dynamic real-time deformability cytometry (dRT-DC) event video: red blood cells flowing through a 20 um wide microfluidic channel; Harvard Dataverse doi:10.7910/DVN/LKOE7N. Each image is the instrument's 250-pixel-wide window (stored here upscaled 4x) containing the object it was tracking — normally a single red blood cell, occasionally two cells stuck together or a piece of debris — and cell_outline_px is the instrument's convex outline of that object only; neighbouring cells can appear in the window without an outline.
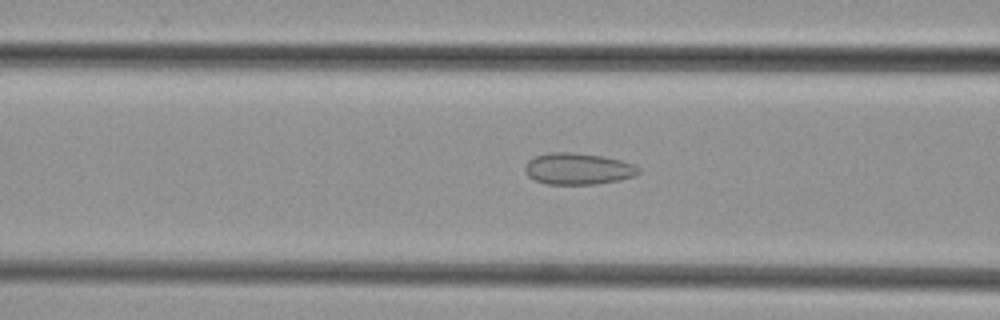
{"species": "common noctule bat (a hibernating species)", "species_latin": "Nyctalus noctula", "temperature_condition": "cold", "stored_images_in_passage": 33, "camera_frame_rate_fps": 3000, "um_per_image_px": 0.085, "animal": {"sex": "female", "body_mass_g": 29.2, "forearm_length_mm": 56.3}, "frame": {"image": 1, "passage_image": 4, "time_ms": 1.0, "image_size_px": [1000, 320], "cell_outline_px": [[640, 172], [636, 176], [620, 180], [596, 184], [548, 184], [536, 180], [528, 176], [524, 168], [528, 160], [536, 156], [548, 152], [572, 152], [604, 156], [620, 160], [632, 164], [640, 168]], "centroid_in_image_um": [49.15, 14.34], "position_along_channel_um": 117.5, "area_um2": 20.92}}
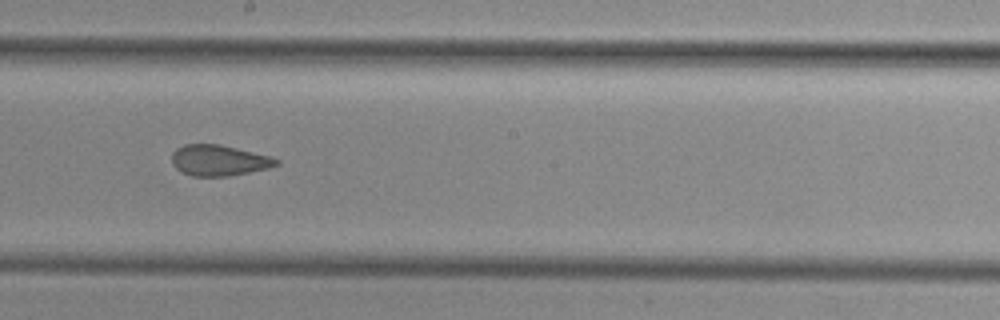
{"frame": {"image": 2, "passage_image": 12, "time_ms": 3.667, "image_size_px": [1000, 320], "cell_outline_px": [[280, 164], [268, 168], [228, 176], [192, 176], [180, 172], [172, 164], [172, 152], [176, 148], [184, 144], [220, 144], [272, 156], [280, 160]], "centroid_in_image_um": [18.6, 13.62], "position_along_channel_um": 229.6, "area_um2": 18.96}}
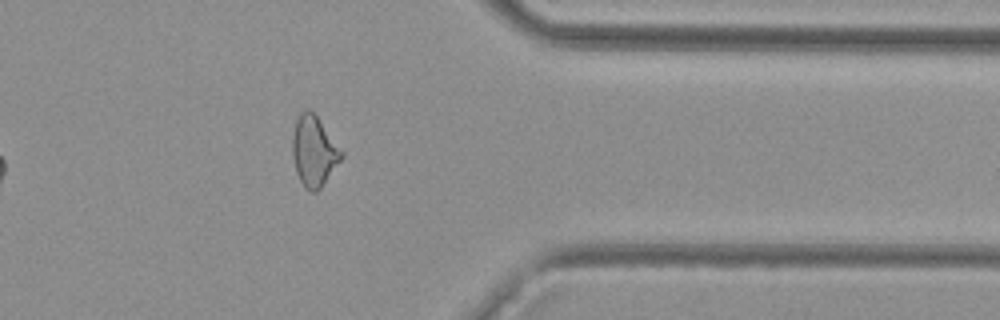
{"frame": {"image": 3, "passage_image": 24, "time_ms": 7.667, "image_size_px": [1000, 320], "cell_outline_px": [[344, 156], [320, 188], [316, 192], [312, 192], [304, 188], [296, 172], [292, 156], [292, 136], [296, 120], [300, 112], [304, 108], [308, 108], [316, 116], [344, 152]], "centroid_in_image_um": [26.67, 12.85], "position_along_channel_um": 384.7, "area_um2": 20.06}}